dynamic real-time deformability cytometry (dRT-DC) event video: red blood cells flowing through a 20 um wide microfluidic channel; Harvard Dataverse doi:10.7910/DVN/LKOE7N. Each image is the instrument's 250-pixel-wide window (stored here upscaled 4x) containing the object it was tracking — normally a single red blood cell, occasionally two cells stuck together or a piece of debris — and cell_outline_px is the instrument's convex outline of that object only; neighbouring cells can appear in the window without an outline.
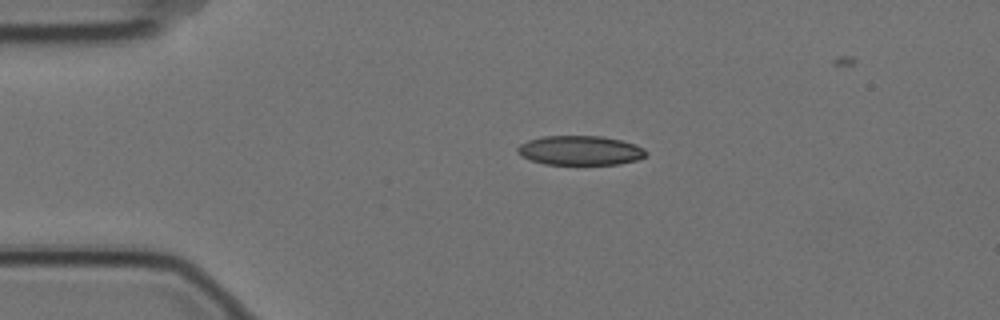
{"species": "Egyptian fruit bat (a non-hibernating species)", "species_latin": "Rousettus aegyptiacus", "temperature_condition": "cold", "stored_images_in_passage": 5, "camera_frame_rate_fps": 3000, "um_per_image_px": 0.085, "animal": {"sex": "female"}, "frame": {"image": 1, "passage_image": 3, "time_ms": 0.667, "image_size_px": [1000, 320], "cell_outline_px": [[648, 156], [636, 160], [620, 164], [544, 164], [520, 156], [516, 152], [516, 148], [520, 144], [528, 140], [544, 136], [604, 136], [636, 144], [644, 148], [648, 152]], "centroid_in_image_um": [49.33, 12.78], "position_along_channel_um": 35.7, "area_um2": 22.2}}